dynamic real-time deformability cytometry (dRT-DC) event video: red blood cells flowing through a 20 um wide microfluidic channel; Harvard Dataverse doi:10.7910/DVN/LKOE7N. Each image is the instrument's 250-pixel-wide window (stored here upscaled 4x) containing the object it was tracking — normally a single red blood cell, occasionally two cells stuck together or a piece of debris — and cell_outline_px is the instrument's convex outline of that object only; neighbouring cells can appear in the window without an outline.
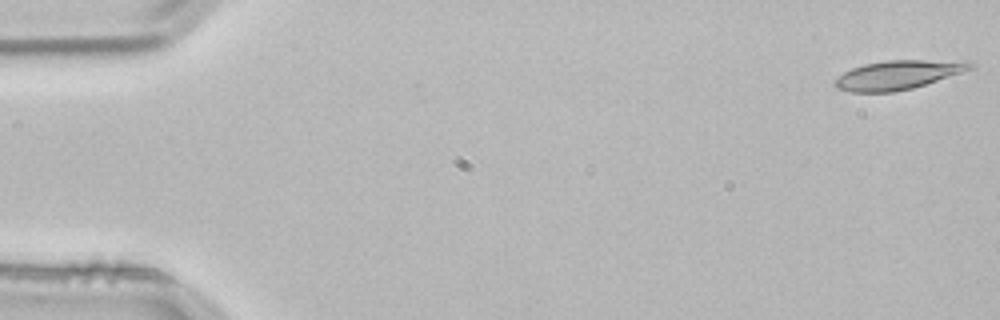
{"species": "common noctule bat (a hibernating species)", "species_latin": "Nyctalus noctula", "temperature_condition": "room temperature", "stored_images_in_passage": 4, "camera_frame_rate_fps": 3000, "um_per_image_px": 0.085, "animal": {"sex": "male", "body_mass_g": 21.5, "forearm_length_mm": 52.0}, "frame": {"image": 1, "passage_image": 1, "time_ms": 0.0, "image_size_px": [1000, 320], "cell_outline_px": [[972, 68], [912, 88], [892, 92], [852, 92], [836, 88], [832, 84], [832, 80], [844, 72], [852, 68], [864, 64], [884, 60], [968, 60], [972, 64]], "centroid_in_image_um": [76.25, 6.35], "position_along_channel_um": 8.7, "area_um2": 22.77}}
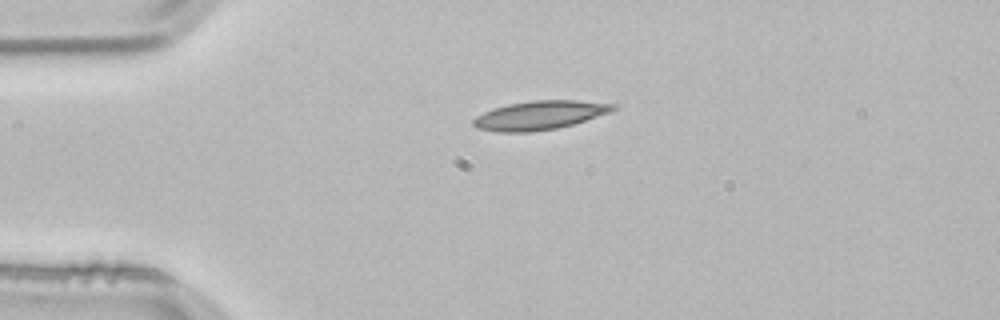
{"frame": {"image": 2, "passage_image": 3, "time_ms": 0.667, "image_size_px": [1000, 320], "cell_outline_px": [[616, 108], [612, 112], [572, 124], [556, 128], [532, 132], [496, 132], [476, 128], [472, 124], [472, 120], [476, 116], [492, 108], [508, 104], [532, 100], [576, 100], [616, 104]], "centroid_in_image_um": [45.85, 9.79], "position_along_channel_um": 39.2, "area_um2": 23.58}}
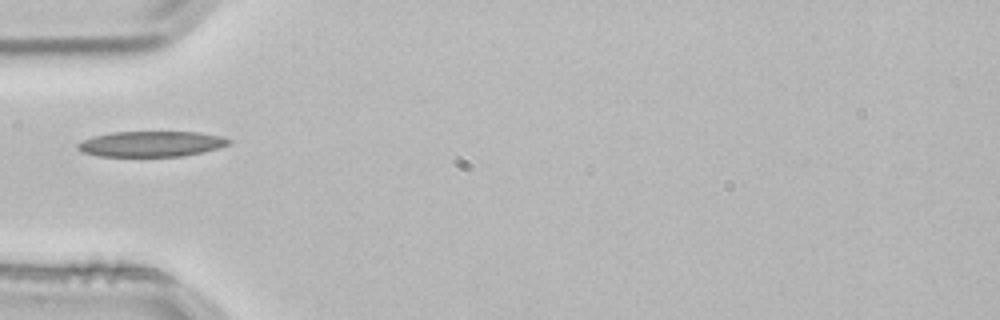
{"frame": {"image": 3, "passage_image": 4, "time_ms": 1.0, "image_size_px": [1000, 320], "cell_outline_px": [[232, 144], [204, 152], [184, 156], [96, 156], [80, 152], [76, 148], [76, 144], [84, 140], [96, 136], [112, 132], [200, 132], [220, 136], [232, 140]], "centroid_in_image_um": [12.88, 12.24], "position_along_channel_um": 72.1, "area_um2": 22.6}}